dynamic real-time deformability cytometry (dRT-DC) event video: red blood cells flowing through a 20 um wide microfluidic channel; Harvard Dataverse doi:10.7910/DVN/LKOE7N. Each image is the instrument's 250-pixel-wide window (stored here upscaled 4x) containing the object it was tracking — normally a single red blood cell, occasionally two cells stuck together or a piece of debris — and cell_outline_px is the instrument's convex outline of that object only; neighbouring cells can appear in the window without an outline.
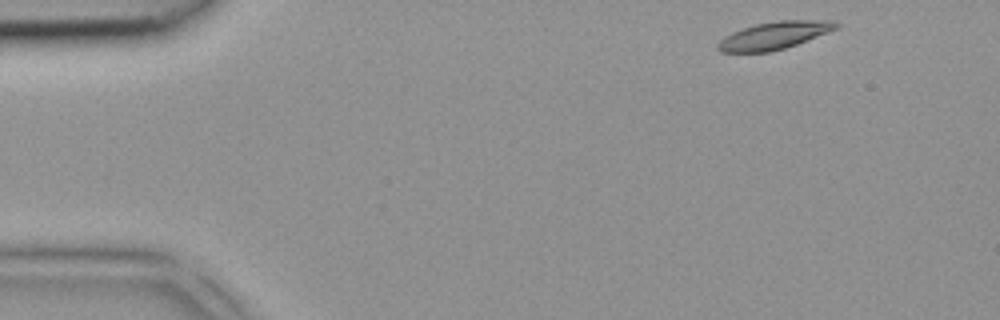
{"species": "common noctule bat (a hibernating species)", "species_latin": "Nyctalus noctula", "temperature_condition": "room temperature", "stored_images_in_passage": 4, "camera_frame_rate_fps": 3000, "um_per_image_px": 0.085, "animal": {"sex": "female", "body_mass_g": 18.4}, "frame": {"image": 1, "passage_image": 1, "time_ms": 0.0, "image_size_px": [1000, 320], "cell_outline_px": [[840, 24], [836, 28], [828, 32], [796, 44], [784, 48], [768, 52], [720, 52], [716, 48], [716, 44], [720, 40], [732, 32], [756, 24], [776, 20], [832, 20]], "centroid_in_image_um": [65.79, 3.01], "position_along_channel_um": 19.2, "area_um2": 18.79}}